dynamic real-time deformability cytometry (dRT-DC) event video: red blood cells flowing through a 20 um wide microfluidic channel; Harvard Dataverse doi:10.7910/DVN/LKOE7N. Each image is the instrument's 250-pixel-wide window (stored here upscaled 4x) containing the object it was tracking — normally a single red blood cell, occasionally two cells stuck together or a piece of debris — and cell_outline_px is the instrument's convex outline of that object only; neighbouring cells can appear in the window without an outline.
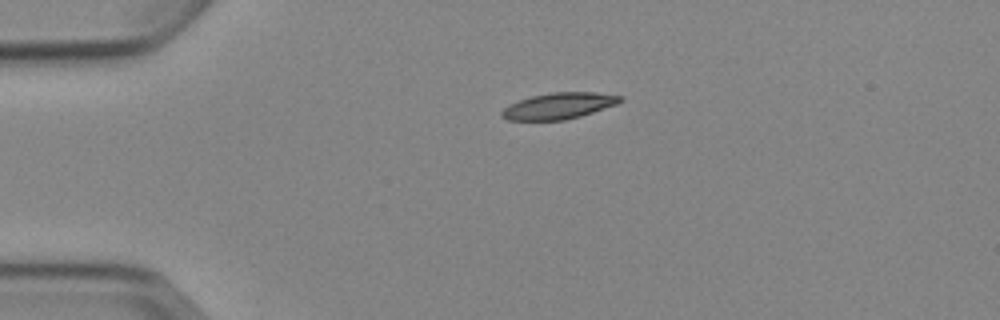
{"species": "Egyptian fruit bat (a non-hibernating species)", "species_latin": "Rousettus aegyptiacus", "temperature_condition": "cold", "stored_images_in_passage": 1, "camera_frame_rate_fps": 3000, "um_per_image_px": 0.085, "animal": {"sex": "female"}, "frame": {"image": 1, "passage_image": 1, "time_ms": 0.0, "image_size_px": [1000, 320], "cell_outline_px": [[624, 100], [616, 104], [580, 116], [564, 120], [508, 120], [500, 116], [500, 112], [508, 104], [532, 96], [552, 92], [596, 92], [624, 96]], "centroid_in_image_um": [47.49, 8.99], "position_along_channel_um": 37.5, "area_um2": 18.09}}